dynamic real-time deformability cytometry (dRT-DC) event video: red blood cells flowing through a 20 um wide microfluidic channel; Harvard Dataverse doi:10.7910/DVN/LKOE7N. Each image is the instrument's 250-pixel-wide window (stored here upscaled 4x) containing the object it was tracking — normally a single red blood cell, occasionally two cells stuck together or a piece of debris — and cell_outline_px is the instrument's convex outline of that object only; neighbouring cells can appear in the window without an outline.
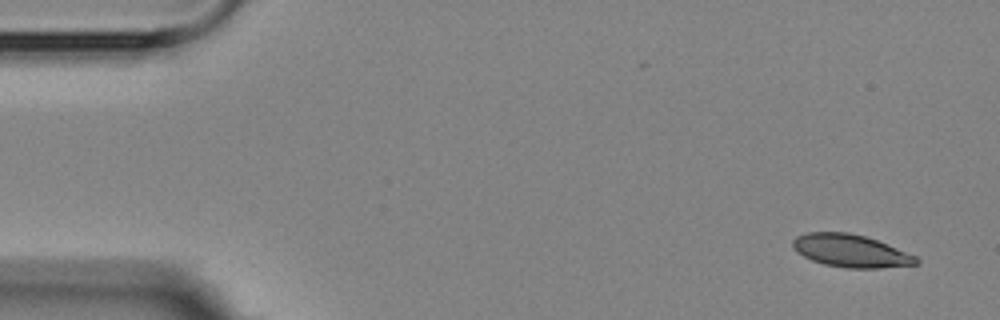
{"species": "Egyptian fruit bat (a non-hibernating species)", "species_latin": "Rousettus aegyptiacus", "temperature_condition": "room temperature", "stored_images_in_passage": 5, "camera_frame_rate_fps": 3000, "um_per_image_px": 0.085, "animal": {"sex": "female"}, "frame": {"image": 1, "passage_image": 1, "time_ms": 0.0, "image_size_px": [1000, 320], "cell_outline_px": [[920, 264], [880, 268], [848, 268], [824, 264], [812, 260], [796, 252], [792, 248], [792, 240], [796, 236], [808, 232], [848, 232], [864, 236], [888, 244], [916, 256], [920, 260]], "centroid_in_image_um": [72.31, 21.32], "position_along_channel_um": 12.7, "area_um2": 23.58}}